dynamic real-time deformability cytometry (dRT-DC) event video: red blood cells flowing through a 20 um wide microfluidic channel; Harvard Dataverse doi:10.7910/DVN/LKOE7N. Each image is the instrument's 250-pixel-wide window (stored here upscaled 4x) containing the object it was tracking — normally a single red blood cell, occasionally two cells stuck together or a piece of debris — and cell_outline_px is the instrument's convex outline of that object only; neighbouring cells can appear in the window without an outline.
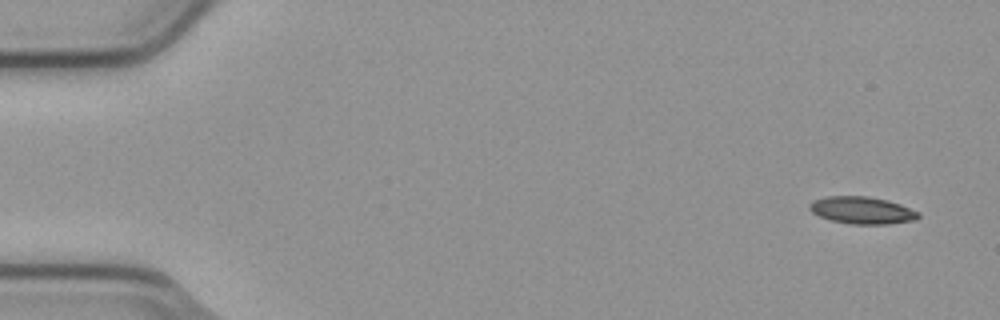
{"species": "common noctule bat (a hibernating species)", "species_latin": "Nyctalus noctula", "temperature_condition": "cold", "stored_images_in_passage": 5, "camera_frame_rate_fps": 3000, "um_per_image_px": 0.085, "animal": {"sex": "male", "body_mass_g": 23.1, "forearm_length_mm": 52.7}, "frame": {"image": 1, "passage_image": 1, "time_ms": 0.0, "image_size_px": [1000, 320], "cell_outline_px": [[920, 216], [916, 220], [888, 224], [852, 224], [832, 220], [820, 216], [812, 212], [808, 208], [808, 204], [812, 200], [828, 196], [868, 196], [888, 200], [900, 204], [920, 212]], "centroid_in_image_um": [73.28, 17.87], "position_along_channel_um": 11.7, "area_um2": 17.34}}
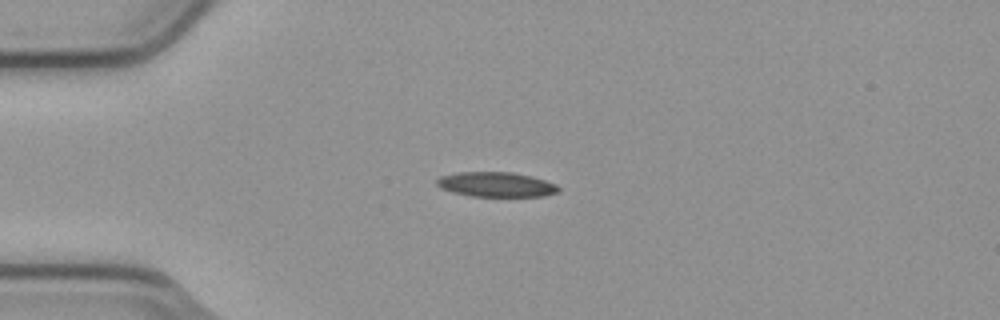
{"frame": {"image": 2, "passage_image": 4, "time_ms": 1.0, "image_size_px": [1000, 320], "cell_outline_px": [[560, 188], [556, 192], [544, 196], [472, 196], [452, 192], [440, 188], [436, 184], [436, 180], [440, 176], [460, 172], [512, 172], [532, 176], [556, 184]], "centroid_in_image_um": [42.15, 15.68], "position_along_channel_um": 42.9, "area_um2": 17.51}}